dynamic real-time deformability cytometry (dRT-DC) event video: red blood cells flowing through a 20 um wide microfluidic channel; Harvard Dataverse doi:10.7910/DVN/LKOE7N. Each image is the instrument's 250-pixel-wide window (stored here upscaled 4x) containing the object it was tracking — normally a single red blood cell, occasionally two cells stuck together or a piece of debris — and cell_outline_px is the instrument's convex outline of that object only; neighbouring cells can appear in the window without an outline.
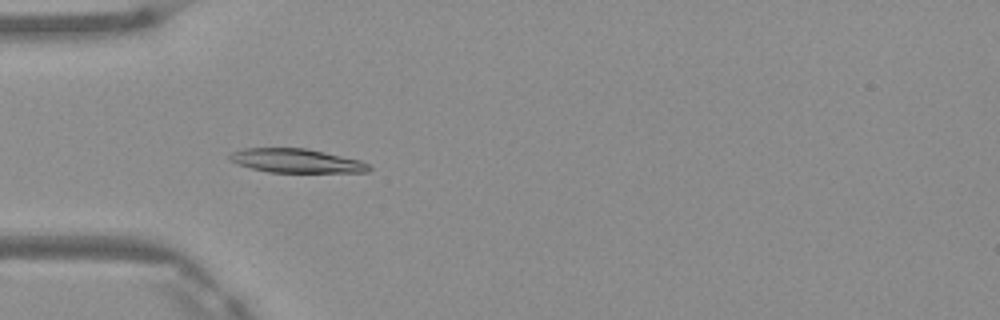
{"species": "Egyptian fruit bat (a non-hibernating species)", "species_latin": "Rousettus aegyptiacus", "temperature_condition": "warm", "stored_images_in_passage": 5, "camera_frame_rate_fps": 3000, "um_per_image_px": 0.085, "frame": {"image": 1, "passage_image": 4, "time_ms": 1.0, "image_size_px": [1000, 320], "cell_outline_px": [[372, 168], [368, 172], [268, 172], [252, 168], [228, 160], [228, 156], [232, 152], [244, 148], [304, 148], [324, 152], [360, 160], [368, 164]], "centroid_in_image_um": [25.18, 13.66], "position_along_channel_um": 59.8, "area_um2": 19.25}}
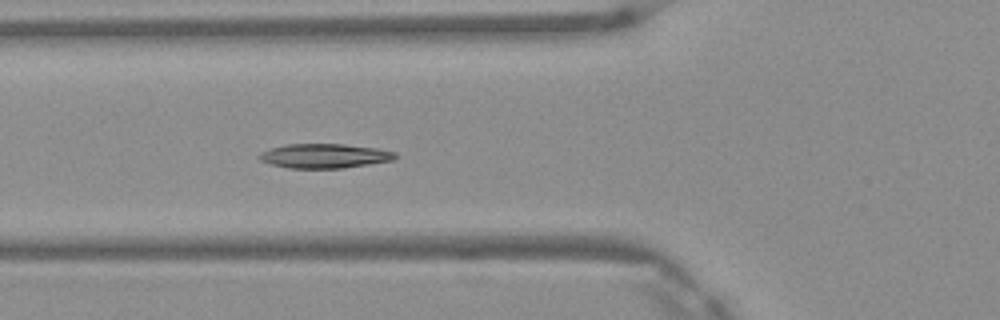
{"frame": {"image": 2, "passage_image": 5, "time_ms": 1.333, "image_size_px": [1000, 320], "cell_outline_px": [[396, 156], [392, 160], [344, 168], [288, 168], [272, 164], [260, 160], [256, 156], [260, 152], [284, 144], [344, 144], [376, 148], [396, 152]], "centroid_in_image_um": [27.54, 13.25], "position_along_channel_um": 98.3, "area_um2": 19.25}}